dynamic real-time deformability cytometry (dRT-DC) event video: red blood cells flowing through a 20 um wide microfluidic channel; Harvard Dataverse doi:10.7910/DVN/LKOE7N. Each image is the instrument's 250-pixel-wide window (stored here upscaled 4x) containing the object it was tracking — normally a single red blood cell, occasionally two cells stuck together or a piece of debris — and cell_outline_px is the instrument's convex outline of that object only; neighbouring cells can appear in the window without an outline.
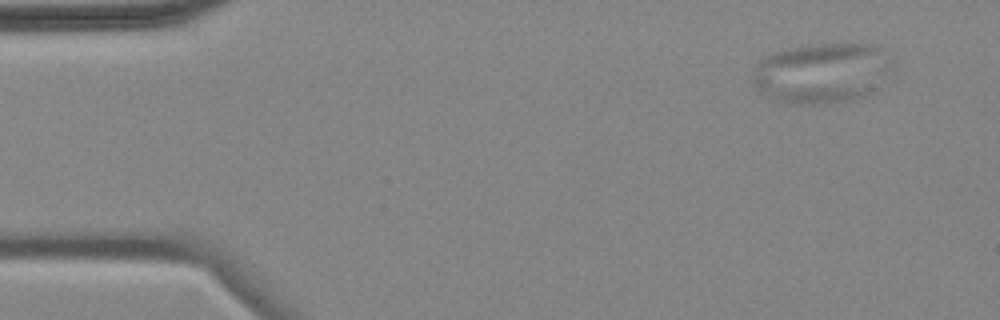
{"species": "common noctule bat (a hibernating species)", "species_latin": "Nyctalus noctula", "temperature_condition": "cold", "stored_images_in_passage": 5, "camera_frame_rate_fps": 3000, "um_per_image_px": 0.085, "animal": {"sex": "female", "body_mass_g": 18.4}, "frame": {"image": 1, "passage_image": 1, "time_ms": 0.0, "image_size_px": [1000, 320], "cell_outline_px": [[880, 52], [868, 92], [860, 96], [844, 100], [820, 104], [792, 104], [776, 100], [760, 92], [752, 84], [752, 80], [756, 64], [760, 60], [776, 52], [788, 48], [812, 44], [872, 44], [880, 48]], "centroid_in_image_um": [69.46, 6.21], "position_along_channel_um": 15.5, "area_um2": 45.32}}
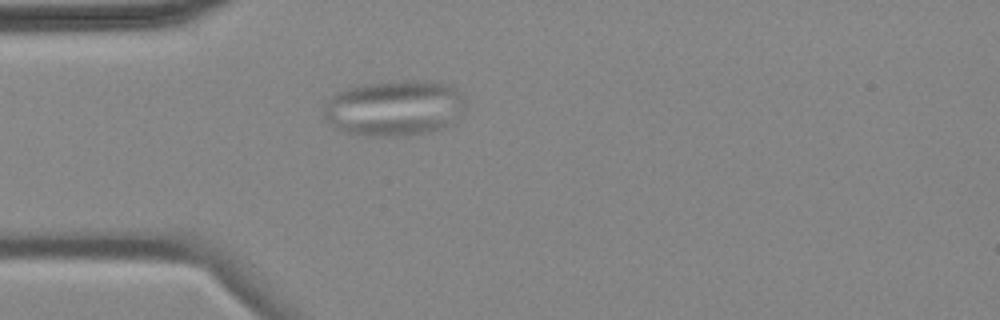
{"frame": {"image": 2, "passage_image": 4, "time_ms": 3.667, "image_size_px": [1000, 320], "cell_outline_px": [[464, 112], [448, 124], [440, 128], [428, 132], [396, 136], [364, 136], [344, 132], [336, 128], [324, 116], [324, 104], [336, 92], [348, 88], [364, 84], [404, 80], [424, 80], [444, 84], [456, 88], [464, 96]], "centroid_in_image_um": [33.51, 9.18], "position_along_channel_um": 51.5, "area_um2": 45.95}}